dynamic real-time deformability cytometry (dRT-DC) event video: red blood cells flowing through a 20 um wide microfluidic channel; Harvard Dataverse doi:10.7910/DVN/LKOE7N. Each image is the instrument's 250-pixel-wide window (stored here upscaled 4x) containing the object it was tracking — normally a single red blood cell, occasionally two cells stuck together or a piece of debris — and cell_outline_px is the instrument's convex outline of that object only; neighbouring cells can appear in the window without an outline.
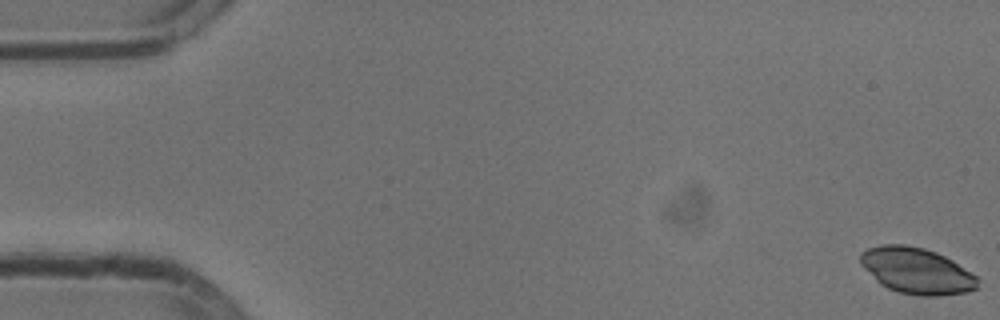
{"species": "common noctule bat (a hibernating species)", "species_latin": "Nyctalus noctula", "temperature_condition": "cold", "stored_images_in_passage": 55, "camera_frame_rate_fps": 3000, "um_per_image_px": 0.085, "animal": {"sex": "male", "body_mass_g": 13.3}, "frame": {"image": 1, "passage_image": 1, "time_ms": 0.0, "image_size_px": [1000, 320], "cell_outline_px": [[980, 280], [976, 288], [964, 292], [936, 296], [924, 296], [900, 292], [888, 288], [880, 284], [860, 264], [860, 252], [868, 248], [880, 244], [904, 244], [924, 248], [936, 252], [952, 260], [976, 276]], "centroid_in_image_um": [77.89, 23.0], "position_along_channel_um": 7.1, "area_um2": 31.33}}